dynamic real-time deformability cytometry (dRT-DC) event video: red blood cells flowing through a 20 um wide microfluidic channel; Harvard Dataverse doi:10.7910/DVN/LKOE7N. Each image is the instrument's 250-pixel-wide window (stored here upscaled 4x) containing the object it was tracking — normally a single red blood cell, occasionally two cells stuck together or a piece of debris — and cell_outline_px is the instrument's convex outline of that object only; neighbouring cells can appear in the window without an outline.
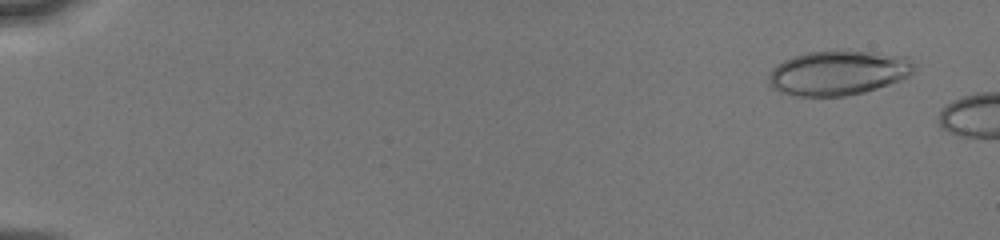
{"species": "human", "species_latin": "Homo sapiens", "temperature_condition": "cold", "stored_images_in_passage": 10, "camera_frame_rate_fps": 3000, "um_per_image_px": 0.085, "donor": {"sex": "male"}, "frame": {"image": 1, "passage_image": 5, "time_ms": 1.0, "image_size_px": [1000, 240], "cell_outline_px": [[916, 68], [908, 76], [900, 80], [864, 92], [844, 96], [800, 96], [780, 92], [772, 88], [768, 80], [768, 76], [772, 68], [776, 64], [792, 56], [804, 52], [840, 48], [876, 52], [904, 56], [912, 60]], "centroid_in_image_um": [71.23, 6.15], "position_along_channel_um": 13.8, "area_um2": 38.61}}